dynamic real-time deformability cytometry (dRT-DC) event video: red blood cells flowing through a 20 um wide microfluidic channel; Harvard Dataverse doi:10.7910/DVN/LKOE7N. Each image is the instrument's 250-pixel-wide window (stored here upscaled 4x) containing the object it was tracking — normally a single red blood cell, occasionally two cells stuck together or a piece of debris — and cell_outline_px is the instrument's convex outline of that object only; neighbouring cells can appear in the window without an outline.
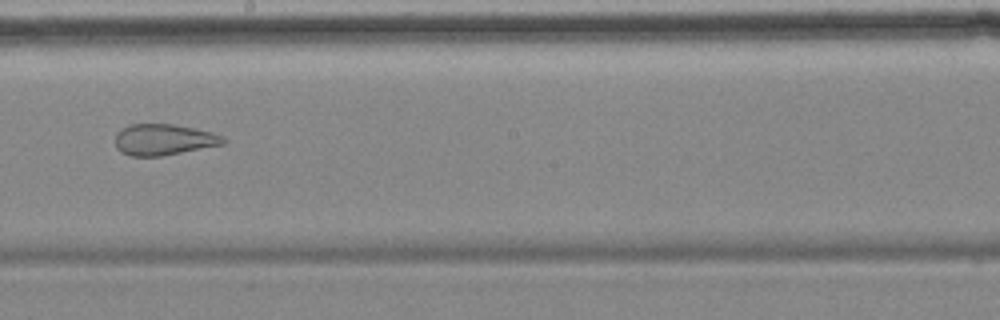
{"species": "common noctule bat (a hibernating species)", "species_latin": "Nyctalus noctula", "temperature_condition": "cold", "stored_images_in_passage": 9, "camera_frame_rate_fps": 3000, "um_per_image_px": 0.085, "animal": {"sex": "female", "body_mass_g": 18.4}, "frame": {"image": 1, "passage_image": 9, "time_ms": 9.667, "image_size_px": [1000, 320], "cell_outline_px": [[224, 144], [160, 156], [132, 156], [120, 152], [116, 148], [116, 132], [132, 124], [172, 124], [212, 132], [224, 136]], "centroid_in_image_um": [13.9, 11.87], "position_along_channel_um": 234.3, "area_um2": 19.36}}